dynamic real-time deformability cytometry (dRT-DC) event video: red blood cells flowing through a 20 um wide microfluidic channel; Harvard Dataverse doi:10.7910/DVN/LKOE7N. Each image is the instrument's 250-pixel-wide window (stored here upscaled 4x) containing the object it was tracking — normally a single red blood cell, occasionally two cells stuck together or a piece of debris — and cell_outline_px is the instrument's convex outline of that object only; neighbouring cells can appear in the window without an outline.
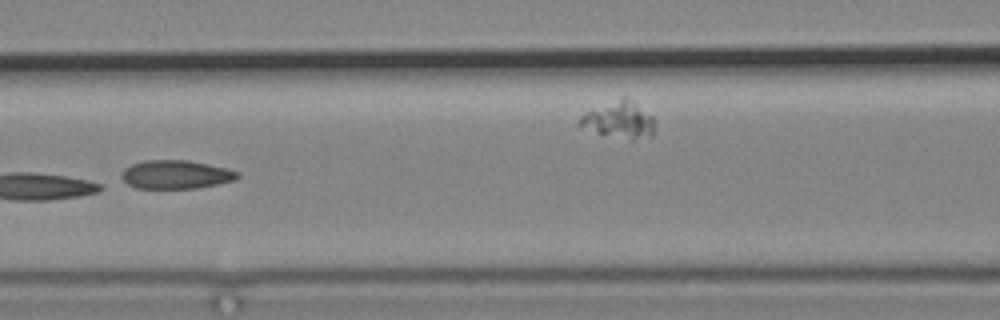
{"species": "common noctule bat (a hibernating species)", "species_latin": "Nyctalus noctula", "temperature_condition": "cold", "stored_images_in_passage": 8, "camera_frame_rate_fps": 3000, "um_per_image_px": 0.085, "animal": {"sex": "male", "body_mass_g": 19.2, "forearm_length_mm": 51.8}, "frame": {"image": 1, "passage_image": 6, "time_ms": 5.667, "image_size_px": [1000, 320], "cell_outline_px": [[240, 176], [236, 180], [200, 188], [136, 188], [120, 180], [120, 176], [124, 168], [132, 164], [144, 160], [188, 160], [228, 168], [240, 172]], "centroid_in_image_um": [14.96, 14.83], "position_along_channel_um": 151.6, "area_um2": 19.59}}
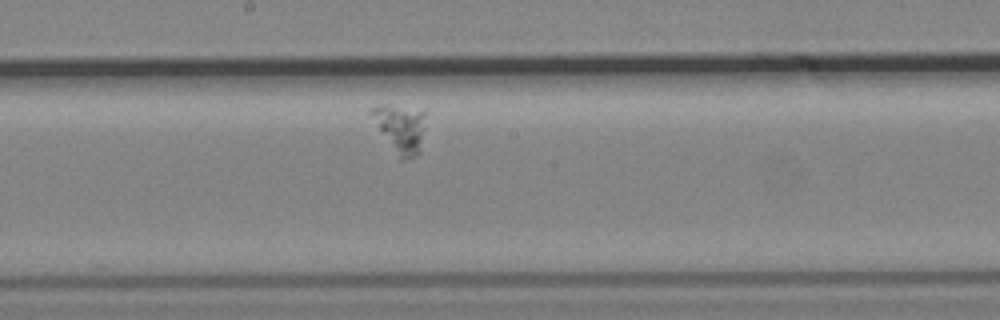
{"frame": {"image": 2, "passage_image": 8, "time_ms": 8.667, "image_size_px": [1000, 320], "cell_outline_px": [[424, 116], [420, 152], [416, 156], [404, 160], [400, 160], [368, 112], [372, 108], [380, 104], [384, 104], [424, 112]], "centroid_in_image_um": [34.01, 10.94], "position_along_channel_um": 214.2, "area_um2": 14.57}}